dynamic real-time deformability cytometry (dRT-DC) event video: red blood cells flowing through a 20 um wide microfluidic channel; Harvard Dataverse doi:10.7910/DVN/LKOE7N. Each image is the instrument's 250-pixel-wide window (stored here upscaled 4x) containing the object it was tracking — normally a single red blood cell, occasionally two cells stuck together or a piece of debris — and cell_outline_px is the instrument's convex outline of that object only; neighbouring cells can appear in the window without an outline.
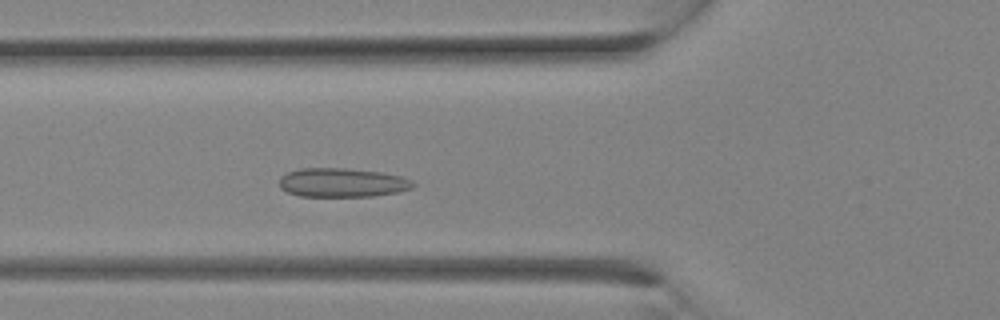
{"species": "Egyptian fruit bat (a non-hibernating species)", "species_latin": "Rousettus aegyptiacus", "temperature_condition": "room temperature", "stored_images_in_passage": 8, "camera_frame_rate_fps": 3000, "um_per_image_px": 0.085, "animal": {"sex": "female"}, "frame": {"image": 1, "passage_image": 8, "time_ms": 2.333, "image_size_px": [1000, 320], "cell_outline_px": [[416, 184], [412, 188], [400, 192], [372, 196], [300, 196], [288, 192], [280, 188], [280, 176], [288, 172], [300, 168], [348, 168], [380, 172], [400, 176], [412, 180]], "centroid_in_image_um": [29.1, 15.52], "position_along_channel_um": 96.7, "area_um2": 22.66}}